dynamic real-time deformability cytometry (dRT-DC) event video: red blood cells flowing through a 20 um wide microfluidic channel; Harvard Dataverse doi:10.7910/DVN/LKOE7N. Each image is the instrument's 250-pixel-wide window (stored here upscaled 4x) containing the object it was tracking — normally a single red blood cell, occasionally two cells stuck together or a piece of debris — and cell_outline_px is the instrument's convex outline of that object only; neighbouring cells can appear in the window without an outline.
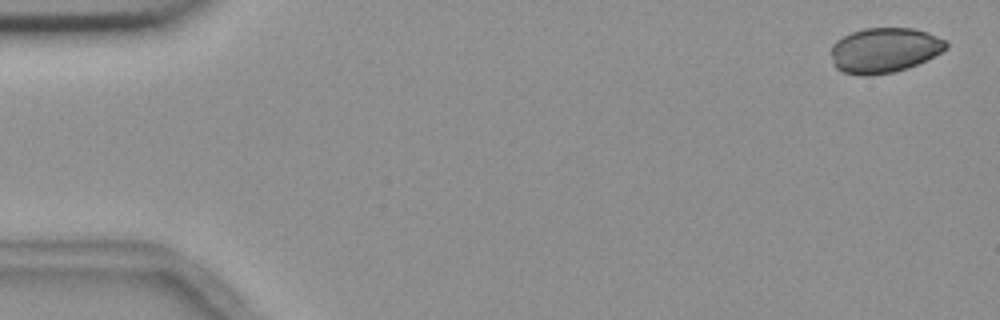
{"species": "common noctule bat (a hibernating species)", "species_latin": "Nyctalus noctula", "temperature_condition": "room temperature", "stored_images_in_passage": 6, "camera_frame_rate_fps": 3000, "um_per_image_px": 0.085, "animal": {"sex": "female", "body_mass_g": 18.4}, "frame": {"image": 1, "passage_image": 1, "time_ms": 0.0, "image_size_px": [1000, 320], "cell_outline_px": [[948, 48], [908, 68], [892, 72], [872, 76], [860, 76], [844, 72], [836, 68], [832, 56], [832, 44], [836, 40], [852, 32], [864, 28], [912, 28], [928, 32], [948, 40]], "centroid_in_image_um": [75.18, 4.26], "position_along_channel_um": 9.8, "area_um2": 30.17}}